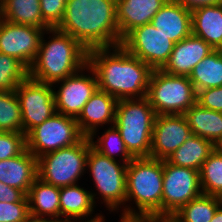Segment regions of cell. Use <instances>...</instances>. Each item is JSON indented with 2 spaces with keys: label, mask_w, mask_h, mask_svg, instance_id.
I'll list each match as a JSON object with an SVG mask.
<instances>
[{
  "label": "cell",
  "mask_w": 222,
  "mask_h": 222,
  "mask_svg": "<svg viewBox=\"0 0 222 222\" xmlns=\"http://www.w3.org/2000/svg\"><path fill=\"white\" fill-rule=\"evenodd\" d=\"M219 198V201L221 202V205H222V193L218 196Z\"/></svg>",
  "instance_id": "obj_44"
},
{
  "label": "cell",
  "mask_w": 222,
  "mask_h": 222,
  "mask_svg": "<svg viewBox=\"0 0 222 222\" xmlns=\"http://www.w3.org/2000/svg\"><path fill=\"white\" fill-rule=\"evenodd\" d=\"M89 137L84 136L70 147L49 152L37 158L38 178L57 187L76 185L86 174L87 156L91 147Z\"/></svg>",
  "instance_id": "obj_7"
},
{
  "label": "cell",
  "mask_w": 222,
  "mask_h": 222,
  "mask_svg": "<svg viewBox=\"0 0 222 222\" xmlns=\"http://www.w3.org/2000/svg\"><path fill=\"white\" fill-rule=\"evenodd\" d=\"M117 99L97 89L76 118L80 132L89 137L99 128L114 125Z\"/></svg>",
  "instance_id": "obj_18"
},
{
  "label": "cell",
  "mask_w": 222,
  "mask_h": 222,
  "mask_svg": "<svg viewBox=\"0 0 222 222\" xmlns=\"http://www.w3.org/2000/svg\"><path fill=\"white\" fill-rule=\"evenodd\" d=\"M56 112L77 118L98 89L95 71L87 63L76 73L53 85ZM57 88V89H56Z\"/></svg>",
  "instance_id": "obj_11"
},
{
  "label": "cell",
  "mask_w": 222,
  "mask_h": 222,
  "mask_svg": "<svg viewBox=\"0 0 222 222\" xmlns=\"http://www.w3.org/2000/svg\"><path fill=\"white\" fill-rule=\"evenodd\" d=\"M26 149L27 143L24 133L0 131V160L20 155Z\"/></svg>",
  "instance_id": "obj_33"
},
{
  "label": "cell",
  "mask_w": 222,
  "mask_h": 222,
  "mask_svg": "<svg viewBox=\"0 0 222 222\" xmlns=\"http://www.w3.org/2000/svg\"><path fill=\"white\" fill-rule=\"evenodd\" d=\"M184 116L193 135L211 141L216 147L222 145V112L206 109L195 103Z\"/></svg>",
  "instance_id": "obj_23"
},
{
  "label": "cell",
  "mask_w": 222,
  "mask_h": 222,
  "mask_svg": "<svg viewBox=\"0 0 222 222\" xmlns=\"http://www.w3.org/2000/svg\"><path fill=\"white\" fill-rule=\"evenodd\" d=\"M148 222H179L173 215H148Z\"/></svg>",
  "instance_id": "obj_40"
},
{
  "label": "cell",
  "mask_w": 222,
  "mask_h": 222,
  "mask_svg": "<svg viewBox=\"0 0 222 222\" xmlns=\"http://www.w3.org/2000/svg\"><path fill=\"white\" fill-rule=\"evenodd\" d=\"M29 215L28 201L0 202V222H22Z\"/></svg>",
  "instance_id": "obj_35"
},
{
  "label": "cell",
  "mask_w": 222,
  "mask_h": 222,
  "mask_svg": "<svg viewBox=\"0 0 222 222\" xmlns=\"http://www.w3.org/2000/svg\"><path fill=\"white\" fill-rule=\"evenodd\" d=\"M86 173L93 182L90 191L95 205L104 204L100 207L106 208L107 215L125 213L127 164L110 159L91 146Z\"/></svg>",
  "instance_id": "obj_5"
},
{
  "label": "cell",
  "mask_w": 222,
  "mask_h": 222,
  "mask_svg": "<svg viewBox=\"0 0 222 222\" xmlns=\"http://www.w3.org/2000/svg\"><path fill=\"white\" fill-rule=\"evenodd\" d=\"M58 30L69 34L87 50L121 45L116 0H67Z\"/></svg>",
  "instance_id": "obj_2"
},
{
  "label": "cell",
  "mask_w": 222,
  "mask_h": 222,
  "mask_svg": "<svg viewBox=\"0 0 222 222\" xmlns=\"http://www.w3.org/2000/svg\"><path fill=\"white\" fill-rule=\"evenodd\" d=\"M210 222H222V205H220Z\"/></svg>",
  "instance_id": "obj_42"
},
{
  "label": "cell",
  "mask_w": 222,
  "mask_h": 222,
  "mask_svg": "<svg viewBox=\"0 0 222 222\" xmlns=\"http://www.w3.org/2000/svg\"><path fill=\"white\" fill-rule=\"evenodd\" d=\"M100 130H103L100 135ZM99 134V135H98ZM92 147L110 159L128 164L134 157L128 152L126 145L115 125L99 128L89 136Z\"/></svg>",
  "instance_id": "obj_27"
},
{
  "label": "cell",
  "mask_w": 222,
  "mask_h": 222,
  "mask_svg": "<svg viewBox=\"0 0 222 222\" xmlns=\"http://www.w3.org/2000/svg\"><path fill=\"white\" fill-rule=\"evenodd\" d=\"M215 148L216 146L211 141L191 134L180 147L168 156L166 161L172 165L200 171L202 164Z\"/></svg>",
  "instance_id": "obj_26"
},
{
  "label": "cell",
  "mask_w": 222,
  "mask_h": 222,
  "mask_svg": "<svg viewBox=\"0 0 222 222\" xmlns=\"http://www.w3.org/2000/svg\"><path fill=\"white\" fill-rule=\"evenodd\" d=\"M88 63V50L75 38L57 28L44 31L28 76L51 84L76 73Z\"/></svg>",
  "instance_id": "obj_3"
},
{
  "label": "cell",
  "mask_w": 222,
  "mask_h": 222,
  "mask_svg": "<svg viewBox=\"0 0 222 222\" xmlns=\"http://www.w3.org/2000/svg\"><path fill=\"white\" fill-rule=\"evenodd\" d=\"M118 222H148V214H126L119 212Z\"/></svg>",
  "instance_id": "obj_39"
},
{
  "label": "cell",
  "mask_w": 222,
  "mask_h": 222,
  "mask_svg": "<svg viewBox=\"0 0 222 222\" xmlns=\"http://www.w3.org/2000/svg\"><path fill=\"white\" fill-rule=\"evenodd\" d=\"M67 0H40L44 22L50 28H57L65 14Z\"/></svg>",
  "instance_id": "obj_34"
},
{
  "label": "cell",
  "mask_w": 222,
  "mask_h": 222,
  "mask_svg": "<svg viewBox=\"0 0 222 222\" xmlns=\"http://www.w3.org/2000/svg\"><path fill=\"white\" fill-rule=\"evenodd\" d=\"M155 117L146 97L117 101L114 125L134 158L150 156Z\"/></svg>",
  "instance_id": "obj_6"
},
{
  "label": "cell",
  "mask_w": 222,
  "mask_h": 222,
  "mask_svg": "<svg viewBox=\"0 0 222 222\" xmlns=\"http://www.w3.org/2000/svg\"><path fill=\"white\" fill-rule=\"evenodd\" d=\"M28 77V69L16 58L0 53V91H15Z\"/></svg>",
  "instance_id": "obj_32"
},
{
  "label": "cell",
  "mask_w": 222,
  "mask_h": 222,
  "mask_svg": "<svg viewBox=\"0 0 222 222\" xmlns=\"http://www.w3.org/2000/svg\"><path fill=\"white\" fill-rule=\"evenodd\" d=\"M220 205L218 196L202 193L183 205L173 216L179 222H210Z\"/></svg>",
  "instance_id": "obj_29"
},
{
  "label": "cell",
  "mask_w": 222,
  "mask_h": 222,
  "mask_svg": "<svg viewBox=\"0 0 222 222\" xmlns=\"http://www.w3.org/2000/svg\"><path fill=\"white\" fill-rule=\"evenodd\" d=\"M167 0H116V20L120 38L134 28L151 23Z\"/></svg>",
  "instance_id": "obj_20"
},
{
  "label": "cell",
  "mask_w": 222,
  "mask_h": 222,
  "mask_svg": "<svg viewBox=\"0 0 222 222\" xmlns=\"http://www.w3.org/2000/svg\"><path fill=\"white\" fill-rule=\"evenodd\" d=\"M185 8L193 11L196 8L207 6V5H216L222 4V0H176Z\"/></svg>",
  "instance_id": "obj_38"
},
{
  "label": "cell",
  "mask_w": 222,
  "mask_h": 222,
  "mask_svg": "<svg viewBox=\"0 0 222 222\" xmlns=\"http://www.w3.org/2000/svg\"><path fill=\"white\" fill-rule=\"evenodd\" d=\"M28 201L27 195L17 188L8 186L0 181V202Z\"/></svg>",
  "instance_id": "obj_37"
},
{
  "label": "cell",
  "mask_w": 222,
  "mask_h": 222,
  "mask_svg": "<svg viewBox=\"0 0 222 222\" xmlns=\"http://www.w3.org/2000/svg\"><path fill=\"white\" fill-rule=\"evenodd\" d=\"M192 34L214 50H222V4L207 5L191 11Z\"/></svg>",
  "instance_id": "obj_22"
},
{
  "label": "cell",
  "mask_w": 222,
  "mask_h": 222,
  "mask_svg": "<svg viewBox=\"0 0 222 222\" xmlns=\"http://www.w3.org/2000/svg\"><path fill=\"white\" fill-rule=\"evenodd\" d=\"M196 93L203 89L222 86V50H214L202 59L188 77Z\"/></svg>",
  "instance_id": "obj_28"
},
{
  "label": "cell",
  "mask_w": 222,
  "mask_h": 222,
  "mask_svg": "<svg viewBox=\"0 0 222 222\" xmlns=\"http://www.w3.org/2000/svg\"><path fill=\"white\" fill-rule=\"evenodd\" d=\"M37 178V158L27 149L20 155L0 160V181L26 195Z\"/></svg>",
  "instance_id": "obj_21"
},
{
  "label": "cell",
  "mask_w": 222,
  "mask_h": 222,
  "mask_svg": "<svg viewBox=\"0 0 222 222\" xmlns=\"http://www.w3.org/2000/svg\"><path fill=\"white\" fill-rule=\"evenodd\" d=\"M174 44L157 31L152 23L134 28L121 42L131 55L147 63L152 69H161L166 64Z\"/></svg>",
  "instance_id": "obj_13"
},
{
  "label": "cell",
  "mask_w": 222,
  "mask_h": 222,
  "mask_svg": "<svg viewBox=\"0 0 222 222\" xmlns=\"http://www.w3.org/2000/svg\"><path fill=\"white\" fill-rule=\"evenodd\" d=\"M146 98L156 115L184 114L195 103L197 93L187 76L153 69Z\"/></svg>",
  "instance_id": "obj_8"
},
{
  "label": "cell",
  "mask_w": 222,
  "mask_h": 222,
  "mask_svg": "<svg viewBox=\"0 0 222 222\" xmlns=\"http://www.w3.org/2000/svg\"><path fill=\"white\" fill-rule=\"evenodd\" d=\"M191 134L184 114L156 115L149 157L166 160Z\"/></svg>",
  "instance_id": "obj_15"
},
{
  "label": "cell",
  "mask_w": 222,
  "mask_h": 222,
  "mask_svg": "<svg viewBox=\"0 0 222 222\" xmlns=\"http://www.w3.org/2000/svg\"><path fill=\"white\" fill-rule=\"evenodd\" d=\"M29 214L60 220V187L37 178L27 193Z\"/></svg>",
  "instance_id": "obj_24"
},
{
  "label": "cell",
  "mask_w": 222,
  "mask_h": 222,
  "mask_svg": "<svg viewBox=\"0 0 222 222\" xmlns=\"http://www.w3.org/2000/svg\"><path fill=\"white\" fill-rule=\"evenodd\" d=\"M0 18L13 24L50 29L42 18L40 0H0Z\"/></svg>",
  "instance_id": "obj_25"
},
{
  "label": "cell",
  "mask_w": 222,
  "mask_h": 222,
  "mask_svg": "<svg viewBox=\"0 0 222 222\" xmlns=\"http://www.w3.org/2000/svg\"><path fill=\"white\" fill-rule=\"evenodd\" d=\"M106 216L105 215H101L99 218L91 220V221H77V222H108L107 219H105Z\"/></svg>",
  "instance_id": "obj_43"
},
{
  "label": "cell",
  "mask_w": 222,
  "mask_h": 222,
  "mask_svg": "<svg viewBox=\"0 0 222 222\" xmlns=\"http://www.w3.org/2000/svg\"><path fill=\"white\" fill-rule=\"evenodd\" d=\"M83 137L76 118L56 112L26 135L27 150L38 158L75 145Z\"/></svg>",
  "instance_id": "obj_9"
},
{
  "label": "cell",
  "mask_w": 222,
  "mask_h": 222,
  "mask_svg": "<svg viewBox=\"0 0 222 222\" xmlns=\"http://www.w3.org/2000/svg\"><path fill=\"white\" fill-rule=\"evenodd\" d=\"M0 131L22 133V114L15 91H0Z\"/></svg>",
  "instance_id": "obj_31"
},
{
  "label": "cell",
  "mask_w": 222,
  "mask_h": 222,
  "mask_svg": "<svg viewBox=\"0 0 222 222\" xmlns=\"http://www.w3.org/2000/svg\"><path fill=\"white\" fill-rule=\"evenodd\" d=\"M214 49L192 33L174 44L171 55L161 68L167 74L189 77L192 69Z\"/></svg>",
  "instance_id": "obj_16"
},
{
  "label": "cell",
  "mask_w": 222,
  "mask_h": 222,
  "mask_svg": "<svg viewBox=\"0 0 222 222\" xmlns=\"http://www.w3.org/2000/svg\"><path fill=\"white\" fill-rule=\"evenodd\" d=\"M44 31L0 18V53L16 58L29 69L37 56Z\"/></svg>",
  "instance_id": "obj_14"
},
{
  "label": "cell",
  "mask_w": 222,
  "mask_h": 222,
  "mask_svg": "<svg viewBox=\"0 0 222 222\" xmlns=\"http://www.w3.org/2000/svg\"><path fill=\"white\" fill-rule=\"evenodd\" d=\"M203 194L219 196L222 193V148L216 147L199 171Z\"/></svg>",
  "instance_id": "obj_30"
},
{
  "label": "cell",
  "mask_w": 222,
  "mask_h": 222,
  "mask_svg": "<svg viewBox=\"0 0 222 222\" xmlns=\"http://www.w3.org/2000/svg\"><path fill=\"white\" fill-rule=\"evenodd\" d=\"M22 114V133L27 135L56 113L54 89L29 76L15 90Z\"/></svg>",
  "instance_id": "obj_10"
},
{
  "label": "cell",
  "mask_w": 222,
  "mask_h": 222,
  "mask_svg": "<svg viewBox=\"0 0 222 222\" xmlns=\"http://www.w3.org/2000/svg\"><path fill=\"white\" fill-rule=\"evenodd\" d=\"M201 194L199 171L163 160L162 215H173Z\"/></svg>",
  "instance_id": "obj_12"
},
{
  "label": "cell",
  "mask_w": 222,
  "mask_h": 222,
  "mask_svg": "<svg viewBox=\"0 0 222 222\" xmlns=\"http://www.w3.org/2000/svg\"><path fill=\"white\" fill-rule=\"evenodd\" d=\"M163 160L134 158L127 164L126 214L162 215Z\"/></svg>",
  "instance_id": "obj_4"
},
{
  "label": "cell",
  "mask_w": 222,
  "mask_h": 222,
  "mask_svg": "<svg viewBox=\"0 0 222 222\" xmlns=\"http://www.w3.org/2000/svg\"><path fill=\"white\" fill-rule=\"evenodd\" d=\"M88 64L96 73L98 89L117 100L146 97L153 69L122 45L88 50Z\"/></svg>",
  "instance_id": "obj_1"
},
{
  "label": "cell",
  "mask_w": 222,
  "mask_h": 222,
  "mask_svg": "<svg viewBox=\"0 0 222 222\" xmlns=\"http://www.w3.org/2000/svg\"><path fill=\"white\" fill-rule=\"evenodd\" d=\"M196 103L203 108L222 112V86L198 91Z\"/></svg>",
  "instance_id": "obj_36"
},
{
  "label": "cell",
  "mask_w": 222,
  "mask_h": 222,
  "mask_svg": "<svg viewBox=\"0 0 222 222\" xmlns=\"http://www.w3.org/2000/svg\"><path fill=\"white\" fill-rule=\"evenodd\" d=\"M84 183L60 187L61 222L91 221L105 214L97 209L89 186L84 188Z\"/></svg>",
  "instance_id": "obj_17"
},
{
  "label": "cell",
  "mask_w": 222,
  "mask_h": 222,
  "mask_svg": "<svg viewBox=\"0 0 222 222\" xmlns=\"http://www.w3.org/2000/svg\"><path fill=\"white\" fill-rule=\"evenodd\" d=\"M157 31L177 43L192 33L191 11L176 0H167L151 20Z\"/></svg>",
  "instance_id": "obj_19"
},
{
  "label": "cell",
  "mask_w": 222,
  "mask_h": 222,
  "mask_svg": "<svg viewBox=\"0 0 222 222\" xmlns=\"http://www.w3.org/2000/svg\"><path fill=\"white\" fill-rule=\"evenodd\" d=\"M22 222H61V221L55 218H50V217H36L33 215H29Z\"/></svg>",
  "instance_id": "obj_41"
}]
</instances>
